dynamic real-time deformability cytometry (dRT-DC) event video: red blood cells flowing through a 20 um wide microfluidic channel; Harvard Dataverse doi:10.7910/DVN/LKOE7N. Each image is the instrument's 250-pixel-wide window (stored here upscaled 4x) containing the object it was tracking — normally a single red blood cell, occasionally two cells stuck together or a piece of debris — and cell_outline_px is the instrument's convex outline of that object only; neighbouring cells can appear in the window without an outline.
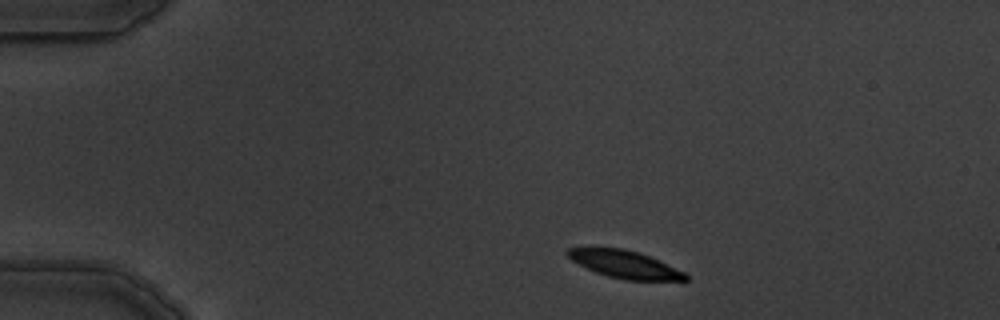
{"species": "common noctule bat (a hibernating species)", "species_latin": "Nyctalus noctula", "temperature_condition": "warm", "stored_images_in_passage": 3, "segment_of_instrument_passage": [1, 2], "camera_frame_rate_fps": 3000, "um_per_image_px": 0.085, "animal": {"sex": "male", "body_mass_g": 19.5, "forearm_length_mm": 54.6}, "frame": {"image": 1, "passage_image": 1, "time_ms": 0.0, "image_size_px": [1000, 320], "cell_outline_px": [[688, 280], [624, 280], [608, 276], [596, 272], [572, 260], [564, 252], [568, 248], [624, 248], [648, 256], [684, 272], [688, 276]], "centroid_in_image_um": [53.08, 22.47], "position_along_channel_um": 31.9, "area_um2": 18.44}}